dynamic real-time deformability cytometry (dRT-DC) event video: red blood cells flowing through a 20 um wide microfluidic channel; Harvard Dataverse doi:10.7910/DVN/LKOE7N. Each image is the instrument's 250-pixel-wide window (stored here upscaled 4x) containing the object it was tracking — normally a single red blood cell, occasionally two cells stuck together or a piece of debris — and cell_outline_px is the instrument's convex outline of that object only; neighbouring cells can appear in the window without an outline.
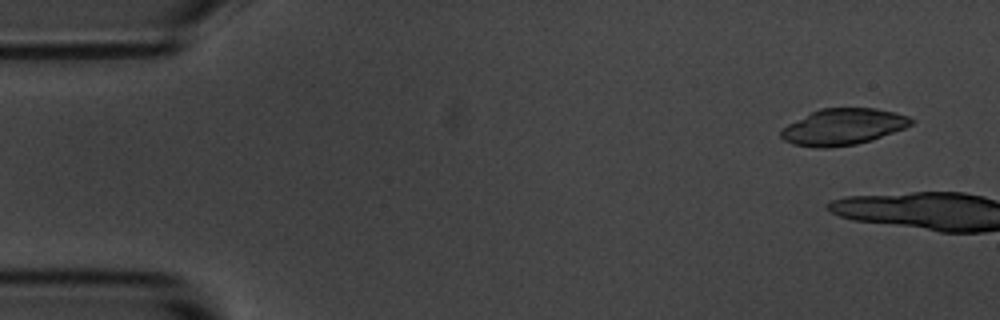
{"species": "common noctule bat (a hibernating species)", "species_latin": "Nyctalus noctula", "temperature_condition": "room temperature", "stored_images_in_passage": 2, "camera_frame_rate_fps": 3000, "um_per_image_px": 0.085, "animal": {"sex": "male", "body_mass_g": 20.1, "forearm_length_mm": 53.5}, "frame": {"image": 1, "passage_image": 1, "time_ms": 0.0, "image_size_px": [1000, 320], "cell_outline_px": [[916, 120], [912, 124], [904, 128], [872, 140], [856, 144], [832, 148], [816, 148], [792, 144], [784, 140], [780, 136], [780, 128], [820, 108], [876, 108], [896, 112], [908, 116]], "centroid_in_image_um": [71.66, 10.79], "position_along_channel_um": 13.3, "area_um2": 27.74}}